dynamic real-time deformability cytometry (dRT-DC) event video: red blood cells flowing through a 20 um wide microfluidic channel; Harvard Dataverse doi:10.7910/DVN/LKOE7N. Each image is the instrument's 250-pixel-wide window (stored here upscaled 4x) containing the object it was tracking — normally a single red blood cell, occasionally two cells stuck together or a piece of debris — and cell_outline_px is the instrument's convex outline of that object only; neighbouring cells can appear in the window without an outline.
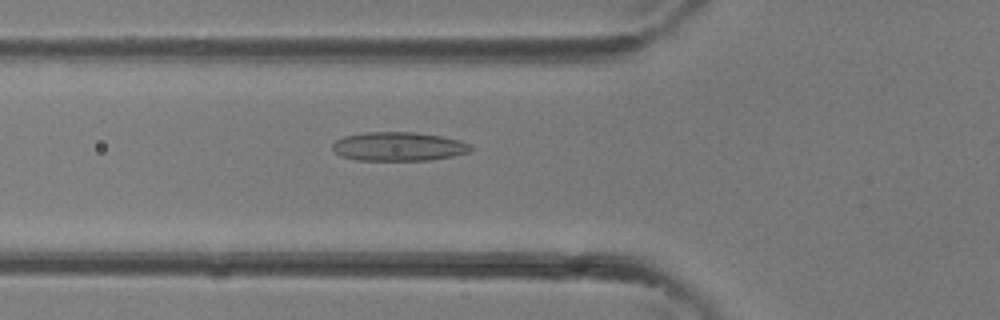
{"species": "common noctule bat (a hibernating species)", "species_latin": "Nyctalus noctula", "temperature_condition": "room temperature", "stored_images_in_passage": 36, "camera_frame_rate_fps": 3000, "um_per_image_px": 0.085, "animal": {"sex": "female"}, "frame": {"image": 1, "passage_image": 13, "time_ms": 4.0, "image_size_px": [1000, 320], "cell_outline_px": [[472, 148], [468, 152], [452, 156], [428, 160], [356, 160], [340, 156], [332, 148], [332, 144], [336, 140], [344, 136], [364, 132], [412, 132], [440, 136], [460, 140], [472, 144]], "centroid_in_image_um": [33.86, 12.45], "position_along_channel_um": 91.9, "area_um2": 23.24}}
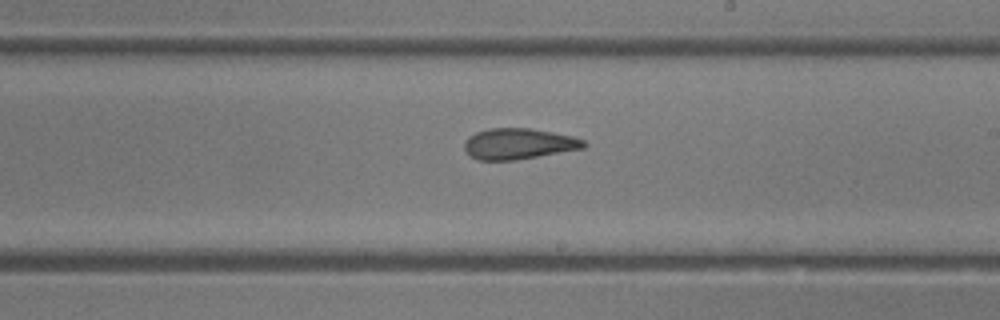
{"frame": {"image": 2, "passage_image": 21, "time_ms": 6.667, "image_size_px": [1000, 320], "cell_outline_px": [[588, 144], [584, 148], [516, 160], [476, 160], [468, 156], [464, 148], [464, 140], [468, 136], [476, 132], [488, 128], [528, 128], [552, 132], [572, 136], [584, 140]], "centroid_in_image_um": [44.04, 12.22], "position_along_channel_um": 245.0, "area_um2": 21.68}}
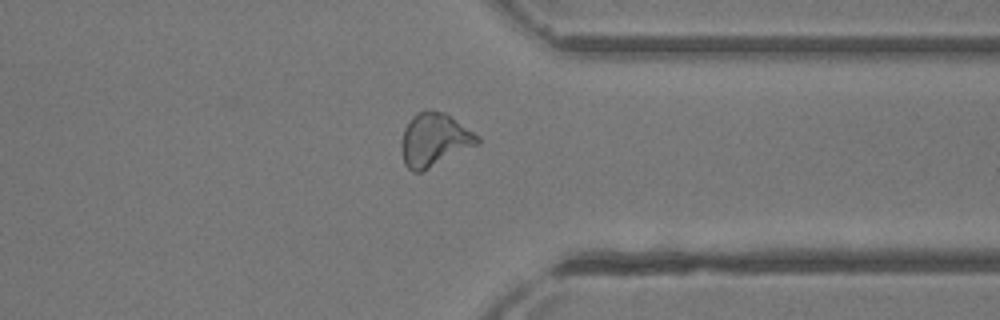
{"frame": {"image": 3, "passage_image": 28, "time_ms": 9.0, "image_size_px": [1000, 320], "cell_outline_px": [[480, 144], [420, 172], [412, 172], [404, 164], [400, 148], [400, 144], [404, 128], [408, 120], [416, 112], [428, 108], [432, 108], [444, 112], [480, 136]], "centroid_in_image_um": [36.89, 11.85], "position_along_channel_um": 374.5, "area_um2": 23.99}}